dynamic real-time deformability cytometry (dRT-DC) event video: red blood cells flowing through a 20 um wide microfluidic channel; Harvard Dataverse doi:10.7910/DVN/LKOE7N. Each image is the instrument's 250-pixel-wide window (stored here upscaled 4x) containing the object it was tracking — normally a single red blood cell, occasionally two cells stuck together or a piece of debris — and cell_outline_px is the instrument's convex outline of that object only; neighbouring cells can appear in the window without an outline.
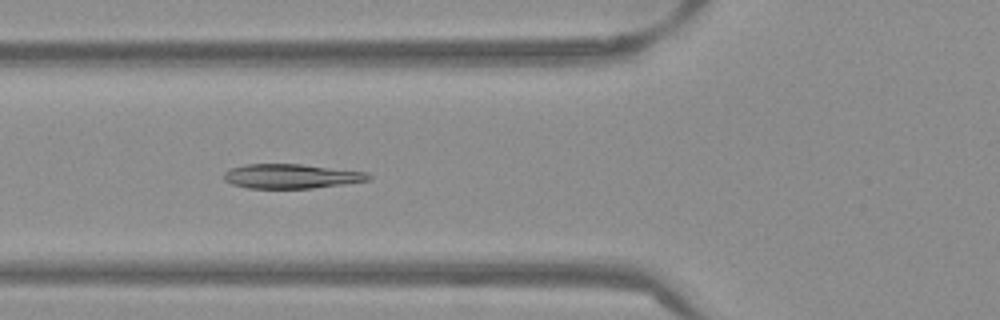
{"species": "Egyptian fruit bat (a non-hibernating species)", "species_latin": "Rousettus aegyptiacus", "temperature_condition": "warm", "stored_images_in_passage": 49, "camera_frame_rate_fps": 3000, "um_per_image_px": 0.085, "frame": {"image": 1, "passage_image": 16, "time_ms": 5.0, "image_size_px": [1000, 320], "cell_outline_px": [[372, 180], [344, 184], [312, 188], [248, 188], [232, 184], [224, 180], [224, 172], [232, 168], [244, 164], [300, 164], [368, 172], [372, 176]], "centroid_in_image_um": [24.79, 14.98], "position_along_channel_um": 101.0, "area_um2": 20.63}}
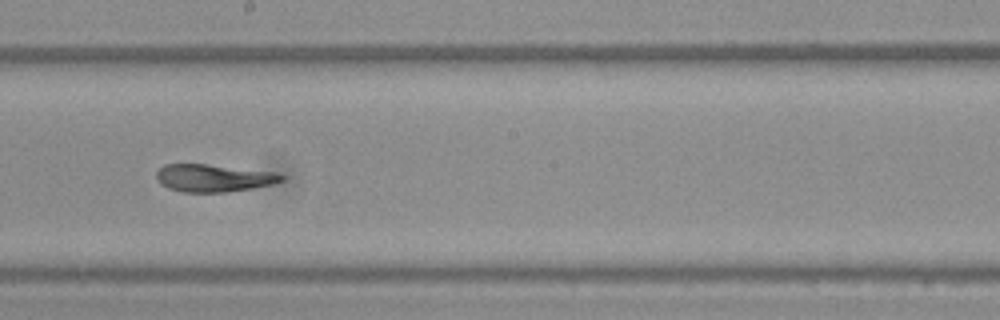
{"frame": {"image": 2, "passage_image": 26, "time_ms": 8.333, "image_size_px": [1000, 320], "cell_outline_px": [[284, 180], [276, 184], [252, 188], [224, 192], [184, 192], [168, 188], [160, 184], [156, 180], [156, 172], [164, 164], [208, 164], [276, 172], [284, 176]], "centroid_in_image_um": [18.16, 15.13], "position_along_channel_um": 230.0, "area_um2": 20.23}}
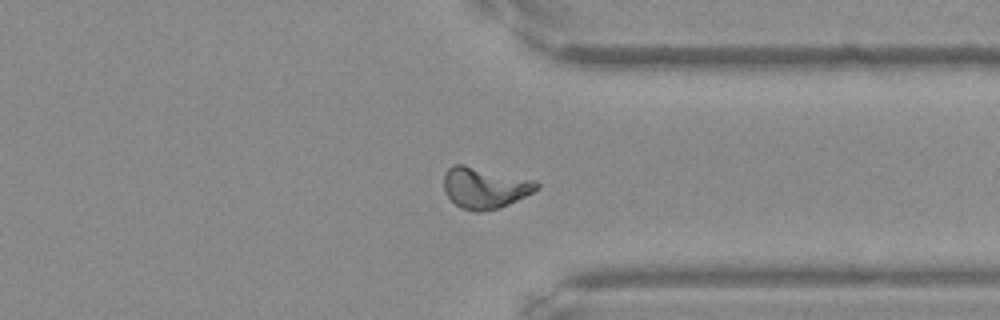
{"frame": {"image": 3, "passage_image": 37, "time_ms": 12.0, "image_size_px": [1000, 320], "cell_outline_px": [[540, 188], [500, 208], [480, 212], [476, 212], [460, 208], [444, 192], [444, 172], [452, 164], [464, 164], [536, 180], [540, 184]], "centroid_in_image_um": [41.19, 15.95], "position_along_channel_um": 370.2, "area_um2": 22.43}}